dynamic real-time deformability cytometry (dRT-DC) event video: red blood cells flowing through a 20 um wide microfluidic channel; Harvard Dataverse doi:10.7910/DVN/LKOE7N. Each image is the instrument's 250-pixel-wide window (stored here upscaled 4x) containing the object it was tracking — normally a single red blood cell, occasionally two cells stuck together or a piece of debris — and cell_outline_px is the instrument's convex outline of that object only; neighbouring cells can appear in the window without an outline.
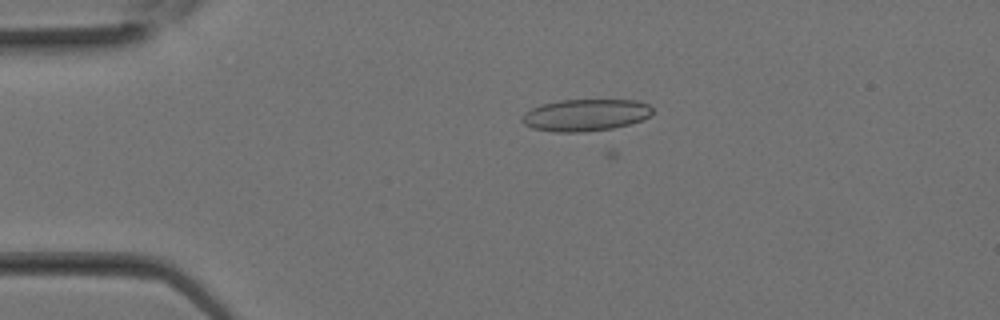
{"species": "Egyptian fruit bat (a non-hibernating species)", "species_latin": "Rousettus aegyptiacus", "temperature_condition": "room temperature", "stored_images_in_passage": 19, "camera_frame_rate_fps": 3000, "um_per_image_px": 0.085, "animal": {"sex": "female"}, "frame": {"image": 1, "passage_image": 9, "time_ms": 2.667, "image_size_px": [1000, 320], "cell_outline_px": [[652, 116], [628, 124], [612, 128], [584, 132], [556, 132], [532, 128], [524, 124], [520, 120], [532, 108], [540, 104], [560, 100], [636, 100], [648, 104], [652, 108]], "centroid_in_image_um": [49.78, 9.78], "position_along_channel_um": 35.2, "area_um2": 24.16}}
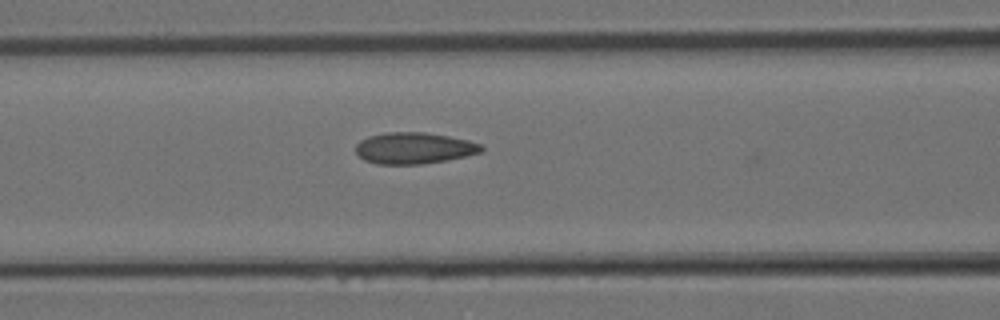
{"frame": {"image": 2, "passage_image": 15, "time_ms": 4.667, "image_size_px": [1000, 320], "cell_outline_px": [[484, 148], [480, 152], [464, 156], [444, 160], [420, 164], [376, 164], [364, 160], [356, 152], [356, 144], [360, 140], [368, 136], [388, 132], [424, 132], [448, 136], [468, 140], [480, 144]], "centroid_in_image_um": [35.15, 12.58], "position_along_channel_um": 131.4, "area_um2": 22.77}}
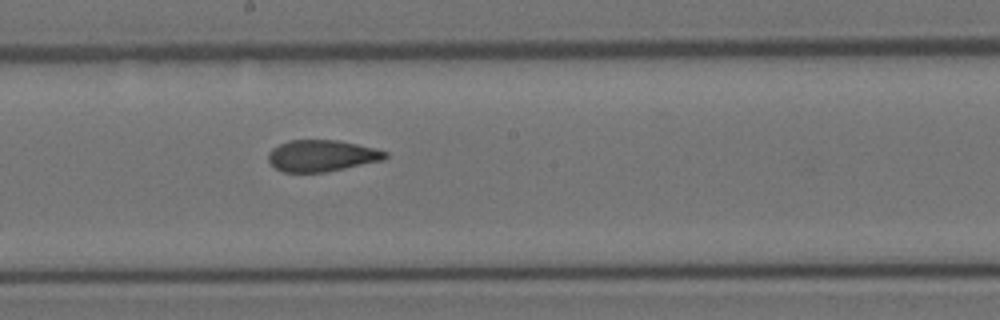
{"frame": {"image": 3, "passage_image": 19, "time_ms": 6.0, "image_size_px": [1000, 320], "cell_outline_px": [[388, 156], [384, 160], [324, 172], [284, 172], [276, 168], [268, 160], [268, 152], [272, 148], [288, 140], [340, 140], [376, 148], [388, 152]], "centroid_in_image_um": [27.37, 13.22], "position_along_channel_um": 220.8, "area_um2": 21.5}}